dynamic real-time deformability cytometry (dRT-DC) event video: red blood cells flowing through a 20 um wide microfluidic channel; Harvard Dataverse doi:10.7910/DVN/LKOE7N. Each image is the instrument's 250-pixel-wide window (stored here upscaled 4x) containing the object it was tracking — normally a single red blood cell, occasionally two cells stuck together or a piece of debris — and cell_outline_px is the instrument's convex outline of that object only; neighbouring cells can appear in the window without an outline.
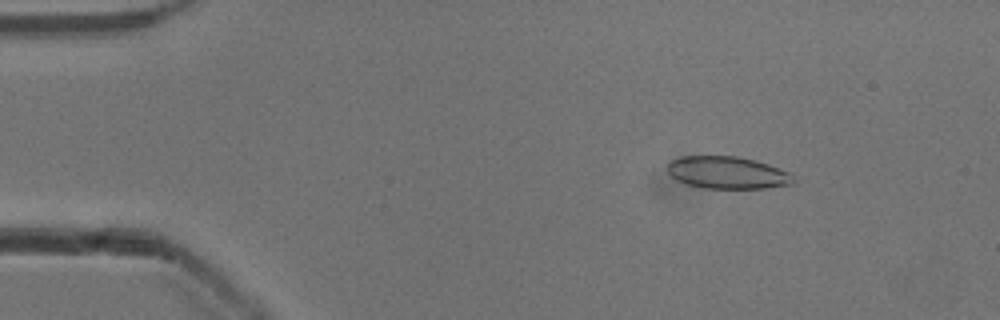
{"species": "common noctule bat (a hibernating species)", "species_latin": "Nyctalus noctula", "temperature_condition": "cold", "stored_images_in_passage": 52, "camera_frame_rate_fps": 3000, "um_per_image_px": 0.085, "animal": {"sex": "male", "body_mass_g": 13.3}, "frame": {"image": 1, "passage_image": 7, "time_ms": 2.0, "image_size_px": [1000, 320], "cell_outline_px": [[796, 180], [792, 184], [764, 188], [704, 188], [688, 184], [676, 180], [668, 172], [668, 164], [672, 160], [680, 156], [736, 156], [756, 160], [768, 164], [788, 172]], "centroid_in_image_um": [61.83, 14.67], "position_along_channel_um": 23.2, "area_um2": 23.58}}
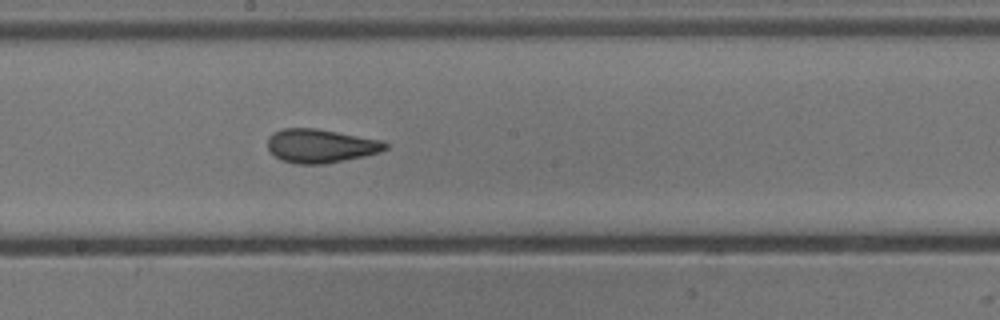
{"frame": {"image": 2, "passage_image": 28, "time_ms": 9.0, "image_size_px": [1000, 320], "cell_outline_px": [[388, 148], [380, 152], [364, 156], [324, 164], [296, 164], [280, 160], [268, 148], [268, 136], [272, 132], [284, 128], [316, 128], [384, 140], [388, 144]], "centroid_in_image_um": [27.27, 12.39], "position_along_channel_um": 220.9, "area_um2": 23.29}}
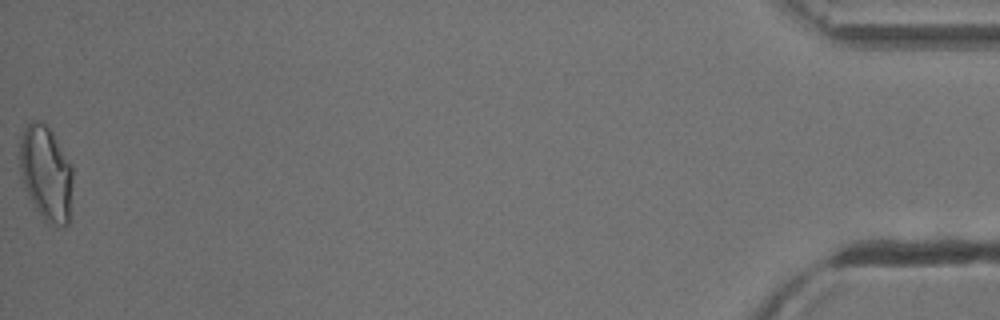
{"frame": {"image": 3, "passage_image": 52, "time_ms": 17.0, "image_size_px": [1000, 320], "cell_outline_px": [[72, 180], [68, 224], [48, 224], [44, 220], [32, 204], [24, 184], [20, 172], [20, 144], [24, 128], [32, 120], [36, 120], [44, 124], [52, 132], [72, 164]], "centroid_in_image_um": [3.91, 14.71], "position_along_channel_um": 431.3, "area_um2": 28.96}, "authors_computed_cell_mechanics": {"area_um2": 23.4668, "velocity_mm_per_s": 3.9223, "shape_relaxation_time_tau1_ms": 9.3406, "shape_relaxation_time_tau2_ms": 1.5957, "deformation_change_tau1": 0.2121, "deformation_change_tau2": 0.0874}}